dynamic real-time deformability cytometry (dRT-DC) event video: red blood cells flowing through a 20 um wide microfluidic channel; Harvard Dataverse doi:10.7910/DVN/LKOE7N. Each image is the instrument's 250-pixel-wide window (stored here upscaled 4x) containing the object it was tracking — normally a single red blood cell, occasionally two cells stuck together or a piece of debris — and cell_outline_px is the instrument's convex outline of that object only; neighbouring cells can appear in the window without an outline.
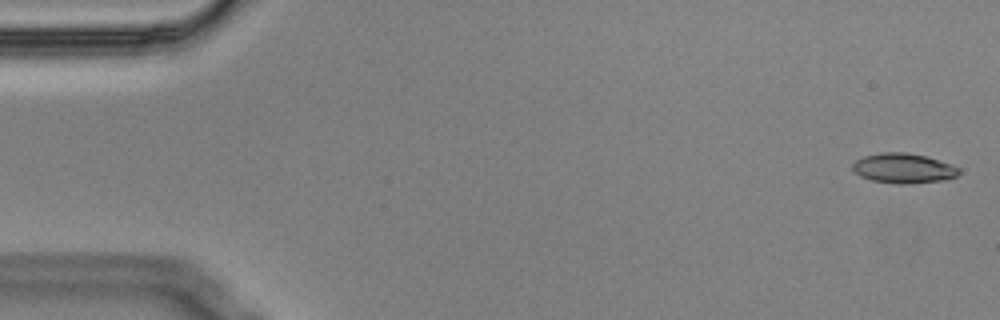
{"species": "Egyptian fruit bat (a non-hibernating species)", "species_latin": "Rousettus aegyptiacus", "temperature_condition": "cold", "stored_images_in_passage": 15, "camera_frame_rate_fps": 3000, "um_per_image_px": 0.085, "animal": {"sex": "male"}, "frame": {"image": 1, "passage_image": 1, "time_ms": 0.0, "image_size_px": [1000, 320], "cell_outline_px": [[960, 172], [956, 176], [944, 180], [904, 184], [900, 184], [872, 180], [860, 176], [852, 168], [852, 164], [856, 160], [864, 156], [884, 152], [904, 152], [924, 156], [952, 164], [960, 168]], "centroid_in_image_um": [76.8, 14.3], "position_along_channel_um": 8.2, "area_um2": 18.32}}
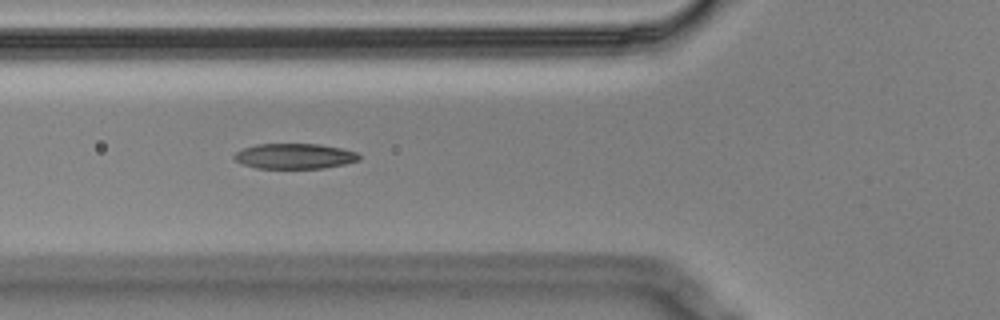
{"frame": {"image": 2, "passage_image": 5, "time_ms": 1.333, "image_size_px": [1000, 320], "cell_outline_px": [[360, 160], [344, 164], [324, 168], [256, 168], [240, 164], [232, 156], [236, 152], [244, 148], [256, 144], [320, 144], [340, 148], [356, 152], [360, 156]], "centroid_in_image_um": [25.02, 13.27], "position_along_channel_um": 100.8, "area_um2": 18.44}}
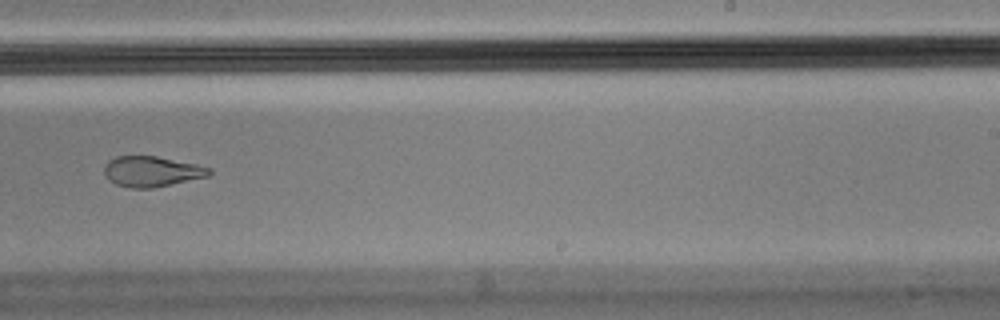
{"frame": {"image": 3, "passage_image": 9, "time_ms": 2.667, "image_size_px": [1000, 320], "cell_outline_px": [[212, 172], [208, 176], [152, 188], [132, 188], [116, 184], [108, 180], [104, 172], [104, 164], [108, 160], [116, 156], [156, 156], [196, 164], [212, 168]], "centroid_in_image_um": [12.87, 14.57], "position_along_channel_um": 276.1, "area_um2": 18.61}}